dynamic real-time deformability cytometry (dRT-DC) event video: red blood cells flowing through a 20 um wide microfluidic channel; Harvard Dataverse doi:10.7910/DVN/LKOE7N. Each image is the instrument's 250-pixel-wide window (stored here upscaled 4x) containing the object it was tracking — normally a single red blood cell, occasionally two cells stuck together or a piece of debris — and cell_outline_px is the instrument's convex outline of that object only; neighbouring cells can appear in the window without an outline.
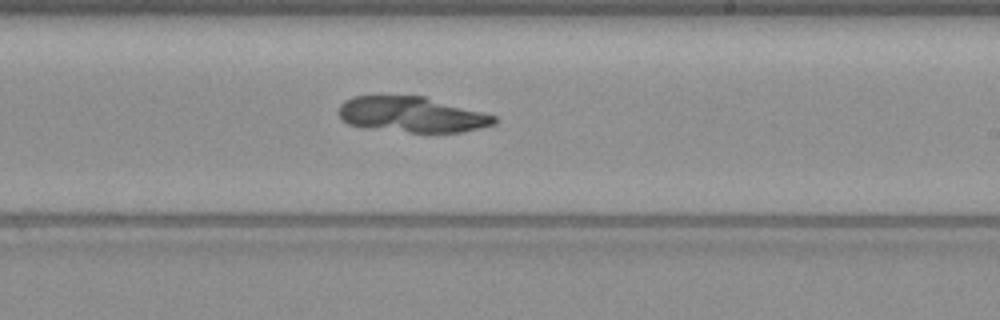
{"species": "common noctule bat (a hibernating species)", "species_latin": "Nyctalus noctula", "temperature_condition": "warm", "stored_images_in_passage": 39, "camera_frame_rate_fps": 3000, "um_per_image_px": 0.085, "animal": {"sex": "female", "body_mass_g": 19.3, "forearm_length_mm": 54.1}, "frame": {"image": 1, "passage_image": 30, "time_ms": 9.667, "image_size_px": [1000, 320], "cell_outline_px": [[496, 124], [464, 132], [408, 132], [348, 124], [340, 116], [340, 104], [344, 100], [352, 96], [424, 96], [496, 116]], "centroid_in_image_um": [35.04, 9.73], "position_along_channel_um": 254.0, "area_um2": 31.73}}